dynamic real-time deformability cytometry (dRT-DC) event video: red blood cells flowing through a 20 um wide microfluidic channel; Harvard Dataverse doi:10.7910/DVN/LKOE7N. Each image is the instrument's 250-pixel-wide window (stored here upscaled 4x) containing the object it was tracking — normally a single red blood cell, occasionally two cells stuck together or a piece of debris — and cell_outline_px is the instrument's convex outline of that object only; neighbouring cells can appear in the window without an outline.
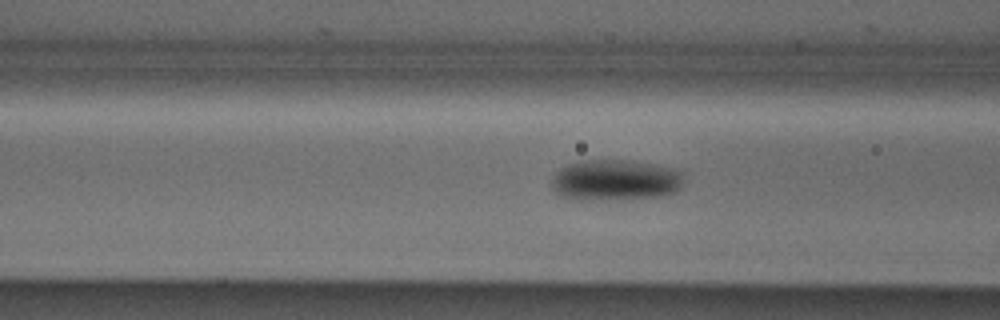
{"species": "Egyptian fruit bat (a non-hibernating species)", "species_latin": "Rousettus aegyptiacus", "temperature_condition": "cold", "stored_images_in_passage": 7, "camera_frame_rate_fps": 3000, "um_per_image_px": 0.085, "animal": {"sex": "male"}, "frame": {"image": 1, "passage_image": 4, "time_ms": 1.0, "image_size_px": [1000, 320], "cell_outline_px": [[684, 172], [680, 188], [676, 192], [664, 196], [580, 200], [576, 200], [564, 196], [556, 192], [552, 188], [552, 176], [560, 168], [576, 160], [624, 160], [652, 164]], "centroid_in_image_um": [52.27, 15.3], "position_along_channel_um": 114.3, "area_um2": 31.33}}